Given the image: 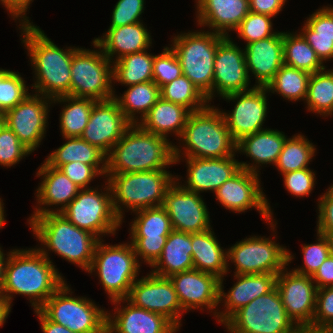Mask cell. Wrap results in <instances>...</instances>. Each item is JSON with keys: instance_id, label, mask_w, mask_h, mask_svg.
I'll use <instances>...</instances> for the list:
<instances>
[{"instance_id": "obj_35", "label": "cell", "mask_w": 333, "mask_h": 333, "mask_svg": "<svg viewBox=\"0 0 333 333\" xmlns=\"http://www.w3.org/2000/svg\"><path fill=\"white\" fill-rule=\"evenodd\" d=\"M64 139L66 143L55 149L44 160L49 166L59 168L63 164L80 161L94 166L102 176L106 175L107 155L103 151L81 137H65Z\"/></svg>"}, {"instance_id": "obj_41", "label": "cell", "mask_w": 333, "mask_h": 333, "mask_svg": "<svg viewBox=\"0 0 333 333\" xmlns=\"http://www.w3.org/2000/svg\"><path fill=\"white\" fill-rule=\"evenodd\" d=\"M312 73L304 103L311 113L333 116V68Z\"/></svg>"}, {"instance_id": "obj_12", "label": "cell", "mask_w": 333, "mask_h": 333, "mask_svg": "<svg viewBox=\"0 0 333 333\" xmlns=\"http://www.w3.org/2000/svg\"><path fill=\"white\" fill-rule=\"evenodd\" d=\"M94 48L78 47L71 65V96L102 101L114 98L113 64L92 41Z\"/></svg>"}, {"instance_id": "obj_64", "label": "cell", "mask_w": 333, "mask_h": 333, "mask_svg": "<svg viewBox=\"0 0 333 333\" xmlns=\"http://www.w3.org/2000/svg\"><path fill=\"white\" fill-rule=\"evenodd\" d=\"M4 125V112L0 110V128Z\"/></svg>"}, {"instance_id": "obj_22", "label": "cell", "mask_w": 333, "mask_h": 333, "mask_svg": "<svg viewBox=\"0 0 333 333\" xmlns=\"http://www.w3.org/2000/svg\"><path fill=\"white\" fill-rule=\"evenodd\" d=\"M169 278L185 313L193 309H207L217 318L220 278L196 269L176 273Z\"/></svg>"}, {"instance_id": "obj_17", "label": "cell", "mask_w": 333, "mask_h": 333, "mask_svg": "<svg viewBox=\"0 0 333 333\" xmlns=\"http://www.w3.org/2000/svg\"><path fill=\"white\" fill-rule=\"evenodd\" d=\"M51 104L50 98L30 93L14 108L4 113V123L32 153L46 136Z\"/></svg>"}, {"instance_id": "obj_61", "label": "cell", "mask_w": 333, "mask_h": 333, "mask_svg": "<svg viewBox=\"0 0 333 333\" xmlns=\"http://www.w3.org/2000/svg\"><path fill=\"white\" fill-rule=\"evenodd\" d=\"M316 232L322 233L326 237L330 254L333 255V230H317Z\"/></svg>"}, {"instance_id": "obj_29", "label": "cell", "mask_w": 333, "mask_h": 333, "mask_svg": "<svg viewBox=\"0 0 333 333\" xmlns=\"http://www.w3.org/2000/svg\"><path fill=\"white\" fill-rule=\"evenodd\" d=\"M198 26L230 36L250 12L249 0H195Z\"/></svg>"}, {"instance_id": "obj_37", "label": "cell", "mask_w": 333, "mask_h": 333, "mask_svg": "<svg viewBox=\"0 0 333 333\" xmlns=\"http://www.w3.org/2000/svg\"><path fill=\"white\" fill-rule=\"evenodd\" d=\"M121 95L114 94V99L131 124L141 122L161 97L160 88L154 81L128 86L127 90ZM138 114H140V117Z\"/></svg>"}, {"instance_id": "obj_18", "label": "cell", "mask_w": 333, "mask_h": 333, "mask_svg": "<svg viewBox=\"0 0 333 333\" xmlns=\"http://www.w3.org/2000/svg\"><path fill=\"white\" fill-rule=\"evenodd\" d=\"M287 270L285 267L276 278L287 316L299 329L312 328L318 288L311 276Z\"/></svg>"}, {"instance_id": "obj_25", "label": "cell", "mask_w": 333, "mask_h": 333, "mask_svg": "<svg viewBox=\"0 0 333 333\" xmlns=\"http://www.w3.org/2000/svg\"><path fill=\"white\" fill-rule=\"evenodd\" d=\"M236 155L225 158H185L187 165L185 189L196 192H215L225 181L234 176L240 169V163L235 159Z\"/></svg>"}, {"instance_id": "obj_36", "label": "cell", "mask_w": 333, "mask_h": 333, "mask_svg": "<svg viewBox=\"0 0 333 333\" xmlns=\"http://www.w3.org/2000/svg\"><path fill=\"white\" fill-rule=\"evenodd\" d=\"M300 33L323 64L333 60V6L321 7L309 15Z\"/></svg>"}, {"instance_id": "obj_50", "label": "cell", "mask_w": 333, "mask_h": 333, "mask_svg": "<svg viewBox=\"0 0 333 333\" xmlns=\"http://www.w3.org/2000/svg\"><path fill=\"white\" fill-rule=\"evenodd\" d=\"M316 173L310 168L290 171L282 174L285 189L296 197L309 196L315 188Z\"/></svg>"}, {"instance_id": "obj_2", "label": "cell", "mask_w": 333, "mask_h": 333, "mask_svg": "<svg viewBox=\"0 0 333 333\" xmlns=\"http://www.w3.org/2000/svg\"><path fill=\"white\" fill-rule=\"evenodd\" d=\"M21 40L31 61L35 94L51 100L71 96V65L73 53L78 47L59 48L39 26L20 24Z\"/></svg>"}, {"instance_id": "obj_9", "label": "cell", "mask_w": 333, "mask_h": 333, "mask_svg": "<svg viewBox=\"0 0 333 333\" xmlns=\"http://www.w3.org/2000/svg\"><path fill=\"white\" fill-rule=\"evenodd\" d=\"M65 282L39 309L50 321L74 333H107V312L86 297L72 296ZM70 295V296H69Z\"/></svg>"}, {"instance_id": "obj_43", "label": "cell", "mask_w": 333, "mask_h": 333, "mask_svg": "<svg viewBox=\"0 0 333 333\" xmlns=\"http://www.w3.org/2000/svg\"><path fill=\"white\" fill-rule=\"evenodd\" d=\"M316 148L313 143L304 135L295 134L291 138H287L283 149L274 165L280 175L290 171L309 168L308 165L312 162L315 156Z\"/></svg>"}, {"instance_id": "obj_15", "label": "cell", "mask_w": 333, "mask_h": 333, "mask_svg": "<svg viewBox=\"0 0 333 333\" xmlns=\"http://www.w3.org/2000/svg\"><path fill=\"white\" fill-rule=\"evenodd\" d=\"M134 213L136 217L130 224L129 242L138 262L141 260L151 267L161 256L167 237L173 231L171 221L162 206L145 208Z\"/></svg>"}, {"instance_id": "obj_46", "label": "cell", "mask_w": 333, "mask_h": 333, "mask_svg": "<svg viewBox=\"0 0 333 333\" xmlns=\"http://www.w3.org/2000/svg\"><path fill=\"white\" fill-rule=\"evenodd\" d=\"M269 15L249 12L239 26L234 30L238 38L243 39L246 44L274 36L272 19Z\"/></svg>"}, {"instance_id": "obj_60", "label": "cell", "mask_w": 333, "mask_h": 333, "mask_svg": "<svg viewBox=\"0 0 333 333\" xmlns=\"http://www.w3.org/2000/svg\"><path fill=\"white\" fill-rule=\"evenodd\" d=\"M1 248L2 247H0V293L3 292V285H4L5 265L7 262V256L5 257V255L9 254V252L5 254Z\"/></svg>"}, {"instance_id": "obj_62", "label": "cell", "mask_w": 333, "mask_h": 333, "mask_svg": "<svg viewBox=\"0 0 333 333\" xmlns=\"http://www.w3.org/2000/svg\"><path fill=\"white\" fill-rule=\"evenodd\" d=\"M298 333H327V327L299 329Z\"/></svg>"}, {"instance_id": "obj_40", "label": "cell", "mask_w": 333, "mask_h": 333, "mask_svg": "<svg viewBox=\"0 0 333 333\" xmlns=\"http://www.w3.org/2000/svg\"><path fill=\"white\" fill-rule=\"evenodd\" d=\"M283 63L285 65L315 73L326 66L299 32H283Z\"/></svg>"}, {"instance_id": "obj_13", "label": "cell", "mask_w": 333, "mask_h": 333, "mask_svg": "<svg viewBox=\"0 0 333 333\" xmlns=\"http://www.w3.org/2000/svg\"><path fill=\"white\" fill-rule=\"evenodd\" d=\"M294 258L286 246L266 236H249L227 248V266L235 265L234 275L278 274Z\"/></svg>"}, {"instance_id": "obj_52", "label": "cell", "mask_w": 333, "mask_h": 333, "mask_svg": "<svg viewBox=\"0 0 333 333\" xmlns=\"http://www.w3.org/2000/svg\"><path fill=\"white\" fill-rule=\"evenodd\" d=\"M333 327V287L317 290L312 328Z\"/></svg>"}, {"instance_id": "obj_47", "label": "cell", "mask_w": 333, "mask_h": 333, "mask_svg": "<svg viewBox=\"0 0 333 333\" xmlns=\"http://www.w3.org/2000/svg\"><path fill=\"white\" fill-rule=\"evenodd\" d=\"M153 81L159 88L183 74L180 62L171 47H164L161 54L154 55Z\"/></svg>"}, {"instance_id": "obj_54", "label": "cell", "mask_w": 333, "mask_h": 333, "mask_svg": "<svg viewBox=\"0 0 333 333\" xmlns=\"http://www.w3.org/2000/svg\"><path fill=\"white\" fill-rule=\"evenodd\" d=\"M317 229L333 230V189L329 188L318 198Z\"/></svg>"}, {"instance_id": "obj_1", "label": "cell", "mask_w": 333, "mask_h": 333, "mask_svg": "<svg viewBox=\"0 0 333 333\" xmlns=\"http://www.w3.org/2000/svg\"><path fill=\"white\" fill-rule=\"evenodd\" d=\"M53 264L37 247L9 251L2 292L9 305L13 294H19L29 298L34 311L39 310L66 282Z\"/></svg>"}, {"instance_id": "obj_4", "label": "cell", "mask_w": 333, "mask_h": 333, "mask_svg": "<svg viewBox=\"0 0 333 333\" xmlns=\"http://www.w3.org/2000/svg\"><path fill=\"white\" fill-rule=\"evenodd\" d=\"M169 138L131 124L107 155L106 173H135L166 169L175 164L174 143Z\"/></svg>"}, {"instance_id": "obj_53", "label": "cell", "mask_w": 333, "mask_h": 333, "mask_svg": "<svg viewBox=\"0 0 333 333\" xmlns=\"http://www.w3.org/2000/svg\"><path fill=\"white\" fill-rule=\"evenodd\" d=\"M58 169L80 189L92 188L89 186L90 182L93 181L95 177L102 175L94 166L84 164L80 161L63 164Z\"/></svg>"}, {"instance_id": "obj_66", "label": "cell", "mask_w": 333, "mask_h": 333, "mask_svg": "<svg viewBox=\"0 0 333 333\" xmlns=\"http://www.w3.org/2000/svg\"><path fill=\"white\" fill-rule=\"evenodd\" d=\"M0 204H4L3 200L0 198Z\"/></svg>"}, {"instance_id": "obj_27", "label": "cell", "mask_w": 333, "mask_h": 333, "mask_svg": "<svg viewBox=\"0 0 333 333\" xmlns=\"http://www.w3.org/2000/svg\"><path fill=\"white\" fill-rule=\"evenodd\" d=\"M41 164L36 173L37 177H42L35 190L38 205L31 215L59 213L77 196L80 188L58 168L49 166L45 161ZM53 205V208H48Z\"/></svg>"}, {"instance_id": "obj_32", "label": "cell", "mask_w": 333, "mask_h": 333, "mask_svg": "<svg viewBox=\"0 0 333 333\" xmlns=\"http://www.w3.org/2000/svg\"><path fill=\"white\" fill-rule=\"evenodd\" d=\"M213 229L191 234L194 269L210 273L218 278L228 274L227 250L220 246Z\"/></svg>"}, {"instance_id": "obj_59", "label": "cell", "mask_w": 333, "mask_h": 333, "mask_svg": "<svg viewBox=\"0 0 333 333\" xmlns=\"http://www.w3.org/2000/svg\"><path fill=\"white\" fill-rule=\"evenodd\" d=\"M11 312V306L6 300L5 296L0 293V327L6 322V318Z\"/></svg>"}, {"instance_id": "obj_51", "label": "cell", "mask_w": 333, "mask_h": 333, "mask_svg": "<svg viewBox=\"0 0 333 333\" xmlns=\"http://www.w3.org/2000/svg\"><path fill=\"white\" fill-rule=\"evenodd\" d=\"M145 0H118L112 12L110 27L130 25L140 20L144 12Z\"/></svg>"}, {"instance_id": "obj_8", "label": "cell", "mask_w": 333, "mask_h": 333, "mask_svg": "<svg viewBox=\"0 0 333 333\" xmlns=\"http://www.w3.org/2000/svg\"><path fill=\"white\" fill-rule=\"evenodd\" d=\"M98 241L91 268L88 273L96 272L109 300L126 299L131 286L137 280L140 263L131 242L104 244Z\"/></svg>"}, {"instance_id": "obj_63", "label": "cell", "mask_w": 333, "mask_h": 333, "mask_svg": "<svg viewBox=\"0 0 333 333\" xmlns=\"http://www.w3.org/2000/svg\"><path fill=\"white\" fill-rule=\"evenodd\" d=\"M5 212H4V204H0V229L3 228L6 219H5Z\"/></svg>"}, {"instance_id": "obj_57", "label": "cell", "mask_w": 333, "mask_h": 333, "mask_svg": "<svg viewBox=\"0 0 333 333\" xmlns=\"http://www.w3.org/2000/svg\"><path fill=\"white\" fill-rule=\"evenodd\" d=\"M318 289L333 287V255H329L323 264L311 276Z\"/></svg>"}, {"instance_id": "obj_58", "label": "cell", "mask_w": 333, "mask_h": 333, "mask_svg": "<svg viewBox=\"0 0 333 333\" xmlns=\"http://www.w3.org/2000/svg\"><path fill=\"white\" fill-rule=\"evenodd\" d=\"M38 316L39 323L43 333H74L68 328L50 321L40 310L34 312Z\"/></svg>"}, {"instance_id": "obj_56", "label": "cell", "mask_w": 333, "mask_h": 333, "mask_svg": "<svg viewBox=\"0 0 333 333\" xmlns=\"http://www.w3.org/2000/svg\"><path fill=\"white\" fill-rule=\"evenodd\" d=\"M287 0H249L250 12L276 17Z\"/></svg>"}, {"instance_id": "obj_65", "label": "cell", "mask_w": 333, "mask_h": 333, "mask_svg": "<svg viewBox=\"0 0 333 333\" xmlns=\"http://www.w3.org/2000/svg\"><path fill=\"white\" fill-rule=\"evenodd\" d=\"M327 333H333V327H327Z\"/></svg>"}, {"instance_id": "obj_30", "label": "cell", "mask_w": 333, "mask_h": 333, "mask_svg": "<svg viewBox=\"0 0 333 333\" xmlns=\"http://www.w3.org/2000/svg\"><path fill=\"white\" fill-rule=\"evenodd\" d=\"M288 137L284 132L277 129H263L254 134L242 137L236 145V152L246 154L252 163L239 162L240 167L255 174H260L259 167L262 165L276 164Z\"/></svg>"}, {"instance_id": "obj_26", "label": "cell", "mask_w": 333, "mask_h": 333, "mask_svg": "<svg viewBox=\"0 0 333 333\" xmlns=\"http://www.w3.org/2000/svg\"><path fill=\"white\" fill-rule=\"evenodd\" d=\"M278 274H238L234 275L236 283L226 293L223 280L220 279L219 304L224 306L223 311H217V322L223 324L239 308L248 305L251 301L268 294L276 287Z\"/></svg>"}, {"instance_id": "obj_20", "label": "cell", "mask_w": 333, "mask_h": 333, "mask_svg": "<svg viewBox=\"0 0 333 333\" xmlns=\"http://www.w3.org/2000/svg\"><path fill=\"white\" fill-rule=\"evenodd\" d=\"M162 207L168 213L173 230L193 234L212 228L202 195L183 188L176 180L168 188Z\"/></svg>"}, {"instance_id": "obj_6", "label": "cell", "mask_w": 333, "mask_h": 333, "mask_svg": "<svg viewBox=\"0 0 333 333\" xmlns=\"http://www.w3.org/2000/svg\"><path fill=\"white\" fill-rule=\"evenodd\" d=\"M105 177H108L114 212L122 222L125 208L135 212L162 206L168 188L176 180V176L167 169L106 173Z\"/></svg>"}, {"instance_id": "obj_11", "label": "cell", "mask_w": 333, "mask_h": 333, "mask_svg": "<svg viewBox=\"0 0 333 333\" xmlns=\"http://www.w3.org/2000/svg\"><path fill=\"white\" fill-rule=\"evenodd\" d=\"M230 333H298L287 316L278 289L239 308L224 323Z\"/></svg>"}, {"instance_id": "obj_24", "label": "cell", "mask_w": 333, "mask_h": 333, "mask_svg": "<svg viewBox=\"0 0 333 333\" xmlns=\"http://www.w3.org/2000/svg\"><path fill=\"white\" fill-rule=\"evenodd\" d=\"M121 302L123 304L125 302L126 305L124 306ZM111 303L115 305V309L113 314L107 312V333H176L179 331L164 315L137 307L127 299H119Z\"/></svg>"}, {"instance_id": "obj_39", "label": "cell", "mask_w": 333, "mask_h": 333, "mask_svg": "<svg viewBox=\"0 0 333 333\" xmlns=\"http://www.w3.org/2000/svg\"><path fill=\"white\" fill-rule=\"evenodd\" d=\"M147 51L132 53L114 61L113 85L118 82L121 85L131 86L153 81L154 55Z\"/></svg>"}, {"instance_id": "obj_5", "label": "cell", "mask_w": 333, "mask_h": 333, "mask_svg": "<svg viewBox=\"0 0 333 333\" xmlns=\"http://www.w3.org/2000/svg\"><path fill=\"white\" fill-rule=\"evenodd\" d=\"M179 139L182 141L179 146L174 145L175 164L181 162L182 157L225 158L237 153V142L226 126L221 110L210 104L190 113Z\"/></svg>"}, {"instance_id": "obj_10", "label": "cell", "mask_w": 333, "mask_h": 333, "mask_svg": "<svg viewBox=\"0 0 333 333\" xmlns=\"http://www.w3.org/2000/svg\"><path fill=\"white\" fill-rule=\"evenodd\" d=\"M102 188L80 189L77 196L60 212L72 224L90 232L99 240L108 234L116 235V230L123 224L114 212L107 180Z\"/></svg>"}, {"instance_id": "obj_16", "label": "cell", "mask_w": 333, "mask_h": 333, "mask_svg": "<svg viewBox=\"0 0 333 333\" xmlns=\"http://www.w3.org/2000/svg\"><path fill=\"white\" fill-rule=\"evenodd\" d=\"M126 299L137 307L164 315L178 329L182 325L184 310L169 277L151 272L142 276L133 283Z\"/></svg>"}, {"instance_id": "obj_38", "label": "cell", "mask_w": 333, "mask_h": 333, "mask_svg": "<svg viewBox=\"0 0 333 333\" xmlns=\"http://www.w3.org/2000/svg\"><path fill=\"white\" fill-rule=\"evenodd\" d=\"M55 102L65 104L59 114L62 137H80L89 121L91 110L96 101L68 95L52 99V103L56 104Z\"/></svg>"}, {"instance_id": "obj_55", "label": "cell", "mask_w": 333, "mask_h": 333, "mask_svg": "<svg viewBox=\"0 0 333 333\" xmlns=\"http://www.w3.org/2000/svg\"><path fill=\"white\" fill-rule=\"evenodd\" d=\"M33 0H0V3L8 11L13 20H19L20 24L31 23L26 13Z\"/></svg>"}, {"instance_id": "obj_49", "label": "cell", "mask_w": 333, "mask_h": 333, "mask_svg": "<svg viewBox=\"0 0 333 333\" xmlns=\"http://www.w3.org/2000/svg\"><path fill=\"white\" fill-rule=\"evenodd\" d=\"M301 251V253H303V267L298 266L292 270L308 276H312L330 255L328 241L326 237L319 232H317L316 243L304 244Z\"/></svg>"}, {"instance_id": "obj_34", "label": "cell", "mask_w": 333, "mask_h": 333, "mask_svg": "<svg viewBox=\"0 0 333 333\" xmlns=\"http://www.w3.org/2000/svg\"><path fill=\"white\" fill-rule=\"evenodd\" d=\"M151 268V273L161 277L194 269L191 234L173 230L167 237L161 256Z\"/></svg>"}, {"instance_id": "obj_33", "label": "cell", "mask_w": 333, "mask_h": 333, "mask_svg": "<svg viewBox=\"0 0 333 333\" xmlns=\"http://www.w3.org/2000/svg\"><path fill=\"white\" fill-rule=\"evenodd\" d=\"M190 113L186 107L160 97L138 124L144 130L165 138L173 133L179 140Z\"/></svg>"}, {"instance_id": "obj_19", "label": "cell", "mask_w": 333, "mask_h": 333, "mask_svg": "<svg viewBox=\"0 0 333 333\" xmlns=\"http://www.w3.org/2000/svg\"><path fill=\"white\" fill-rule=\"evenodd\" d=\"M267 94L269 95V92L266 87L254 86L250 90L222 97L228 100L227 102H235L234 109L228 113L223 110L221 112L236 142L242 137L265 129L263 126L268 113Z\"/></svg>"}, {"instance_id": "obj_28", "label": "cell", "mask_w": 333, "mask_h": 333, "mask_svg": "<svg viewBox=\"0 0 333 333\" xmlns=\"http://www.w3.org/2000/svg\"><path fill=\"white\" fill-rule=\"evenodd\" d=\"M246 66L255 77L254 86L266 87L274 78L283 63V32L274 36L246 44Z\"/></svg>"}, {"instance_id": "obj_44", "label": "cell", "mask_w": 333, "mask_h": 333, "mask_svg": "<svg viewBox=\"0 0 333 333\" xmlns=\"http://www.w3.org/2000/svg\"><path fill=\"white\" fill-rule=\"evenodd\" d=\"M160 94L163 99L180 104L191 112L202 110L211 104L207 97L184 74L163 85L160 88Z\"/></svg>"}, {"instance_id": "obj_3", "label": "cell", "mask_w": 333, "mask_h": 333, "mask_svg": "<svg viewBox=\"0 0 333 333\" xmlns=\"http://www.w3.org/2000/svg\"><path fill=\"white\" fill-rule=\"evenodd\" d=\"M33 236L42 246L38 250L50 260L49 251L89 271L99 239L72 224L60 212L31 215L27 220ZM48 249V250H47Z\"/></svg>"}, {"instance_id": "obj_42", "label": "cell", "mask_w": 333, "mask_h": 333, "mask_svg": "<svg viewBox=\"0 0 333 333\" xmlns=\"http://www.w3.org/2000/svg\"><path fill=\"white\" fill-rule=\"evenodd\" d=\"M311 73L283 64L273 80L266 86L268 92L277 93L288 101H305Z\"/></svg>"}, {"instance_id": "obj_48", "label": "cell", "mask_w": 333, "mask_h": 333, "mask_svg": "<svg viewBox=\"0 0 333 333\" xmlns=\"http://www.w3.org/2000/svg\"><path fill=\"white\" fill-rule=\"evenodd\" d=\"M31 153L20 142L17 135L4 123L0 128V166L11 167Z\"/></svg>"}, {"instance_id": "obj_7", "label": "cell", "mask_w": 333, "mask_h": 333, "mask_svg": "<svg viewBox=\"0 0 333 333\" xmlns=\"http://www.w3.org/2000/svg\"><path fill=\"white\" fill-rule=\"evenodd\" d=\"M170 45L183 74L213 100L214 60L218 44L226 37L212 31H188L173 36Z\"/></svg>"}, {"instance_id": "obj_45", "label": "cell", "mask_w": 333, "mask_h": 333, "mask_svg": "<svg viewBox=\"0 0 333 333\" xmlns=\"http://www.w3.org/2000/svg\"><path fill=\"white\" fill-rule=\"evenodd\" d=\"M19 72L0 68V110L4 113L14 108L30 93Z\"/></svg>"}, {"instance_id": "obj_21", "label": "cell", "mask_w": 333, "mask_h": 333, "mask_svg": "<svg viewBox=\"0 0 333 333\" xmlns=\"http://www.w3.org/2000/svg\"><path fill=\"white\" fill-rule=\"evenodd\" d=\"M230 36L217 46L214 60L213 98L250 90L245 51Z\"/></svg>"}, {"instance_id": "obj_14", "label": "cell", "mask_w": 333, "mask_h": 333, "mask_svg": "<svg viewBox=\"0 0 333 333\" xmlns=\"http://www.w3.org/2000/svg\"><path fill=\"white\" fill-rule=\"evenodd\" d=\"M214 193L216 200L225 209L234 213L240 214L250 208H255L262 219L266 220V223L270 225L272 232H275L278 223L273 218V210L266 195H264L259 174L241 168Z\"/></svg>"}, {"instance_id": "obj_31", "label": "cell", "mask_w": 333, "mask_h": 333, "mask_svg": "<svg viewBox=\"0 0 333 333\" xmlns=\"http://www.w3.org/2000/svg\"><path fill=\"white\" fill-rule=\"evenodd\" d=\"M150 34L141 21L121 27H109L103 36L94 38L93 41L113 63L126 55L148 50L152 46Z\"/></svg>"}, {"instance_id": "obj_23", "label": "cell", "mask_w": 333, "mask_h": 333, "mask_svg": "<svg viewBox=\"0 0 333 333\" xmlns=\"http://www.w3.org/2000/svg\"><path fill=\"white\" fill-rule=\"evenodd\" d=\"M130 125L114 98L96 101L80 137L108 155Z\"/></svg>"}]
</instances>
